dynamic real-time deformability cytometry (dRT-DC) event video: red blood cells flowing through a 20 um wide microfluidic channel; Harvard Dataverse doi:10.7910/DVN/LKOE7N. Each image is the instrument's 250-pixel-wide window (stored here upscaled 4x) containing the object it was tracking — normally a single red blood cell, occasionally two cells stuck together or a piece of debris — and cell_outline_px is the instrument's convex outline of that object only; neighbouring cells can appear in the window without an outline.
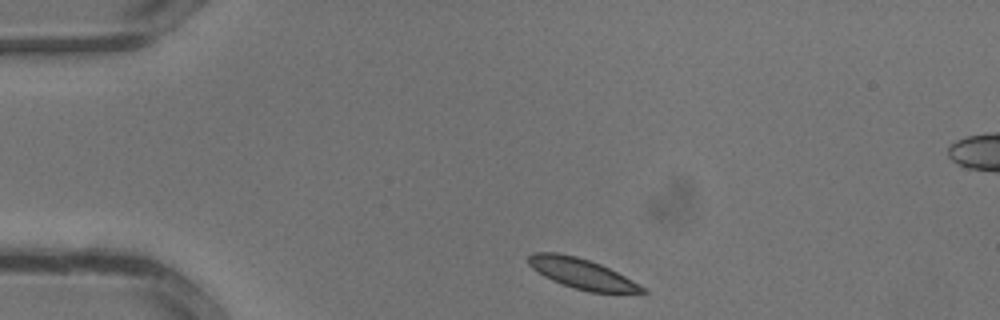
{"species": "common noctule bat (a hibernating species)", "species_latin": "Nyctalus noctula", "temperature_condition": "warm", "stored_images_in_passage": 29, "camera_frame_rate_fps": 3000, "um_per_image_px": 0.085, "animal": {"sex": "male", "body_mass_g": 13.3}, "frame": {"image": 1, "passage_image": 1, "time_ms": 0.0, "image_size_px": [1000, 320], "cell_outline_px": [[648, 292], [588, 292], [552, 280], [544, 276], [532, 268], [528, 264], [528, 256], [532, 252], [556, 252], [576, 256], [600, 264], [624, 276], [644, 288]], "centroid_in_image_um": [49.38, 23.23], "position_along_channel_um": 35.6, "area_um2": 19.54}}
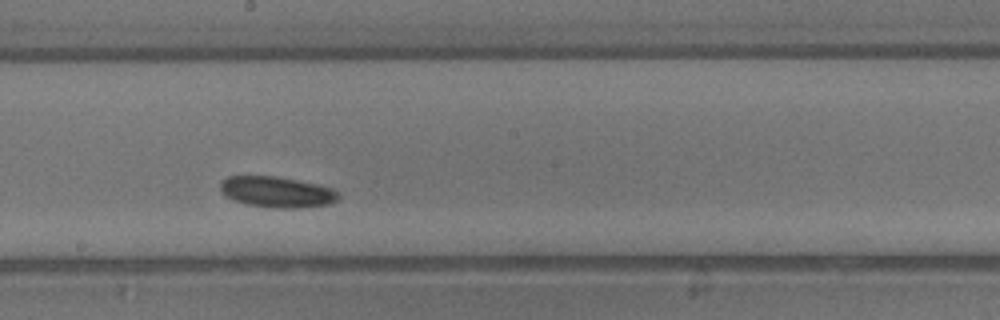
{"frame": {"image": 2, "passage_image": 13, "time_ms": 4.0, "image_size_px": [1000, 320], "cell_outline_px": [[340, 196], [336, 200], [328, 204], [296, 208], [276, 208], [248, 204], [236, 200], [228, 196], [220, 188], [220, 180], [228, 176], [272, 176], [316, 184], [332, 188]], "centroid_in_image_um": [23.53, 16.31], "position_along_channel_um": 224.7, "area_um2": 20.75}}
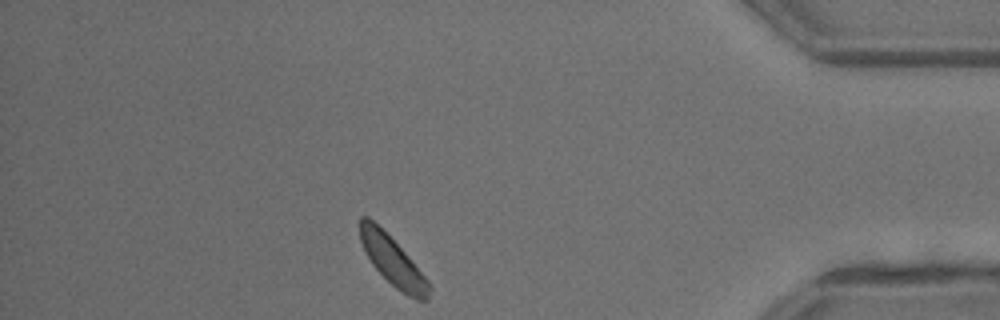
{"frame": {"image": 3, "passage_image": 24, "time_ms": 7.667, "image_size_px": [1000, 320], "cell_outline_px": [[432, 288], [428, 300], [416, 300], [408, 296], [396, 288], [372, 264], [364, 252], [360, 240], [360, 216], [368, 216], [408, 256], [432, 284]], "centroid_in_image_um": [33.41, 22.23], "position_along_channel_um": 401.8, "area_um2": 19.42}}